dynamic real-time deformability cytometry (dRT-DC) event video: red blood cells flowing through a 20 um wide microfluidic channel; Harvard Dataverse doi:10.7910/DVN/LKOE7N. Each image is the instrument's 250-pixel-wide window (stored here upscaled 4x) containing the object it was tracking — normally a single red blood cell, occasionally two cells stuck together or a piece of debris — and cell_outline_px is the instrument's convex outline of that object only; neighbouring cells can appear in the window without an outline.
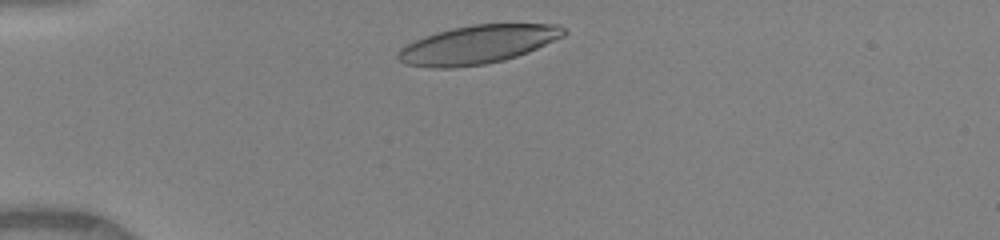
{"species": "human", "species_latin": "Homo sapiens", "temperature_condition": "warm", "stored_images_in_passage": 33, "camera_frame_rate_fps": 3000, "um_per_image_px": 0.085, "donor": {"sex": "female"}, "frame": {"image": 1, "passage_image": 2, "time_ms": 0.333, "image_size_px": [1000, 240], "cell_outline_px": [[568, 32], [564, 36], [528, 52], [504, 60], [484, 64], [452, 68], [432, 68], [404, 64], [396, 56], [396, 52], [400, 48], [416, 40], [436, 32], [452, 28], [472, 24], [560, 24]], "centroid_in_image_um": [40.6, 3.78], "position_along_channel_um": 44.4, "area_um2": 37.17}}
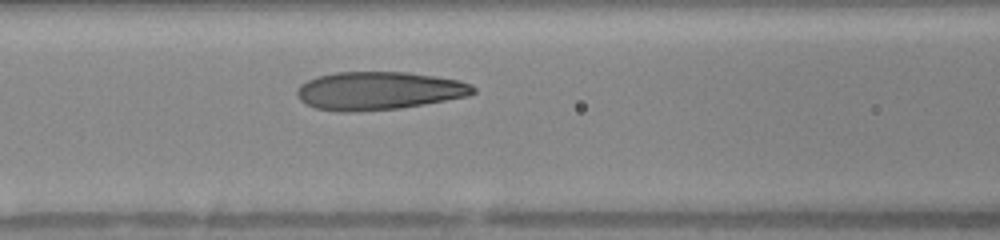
{"frame": {"image": 2, "passage_image": 11, "time_ms": 3.333, "image_size_px": [1000, 240], "cell_outline_px": [[476, 92], [468, 96], [424, 104], [400, 108], [356, 112], [340, 112], [316, 108], [304, 104], [296, 96], [296, 92], [300, 84], [316, 76], [336, 72], [408, 72], [460, 80], [472, 84], [476, 88]], "centroid_in_image_um": [32.18, 7.72], "position_along_channel_um": 134.4, "area_um2": 39.48}}
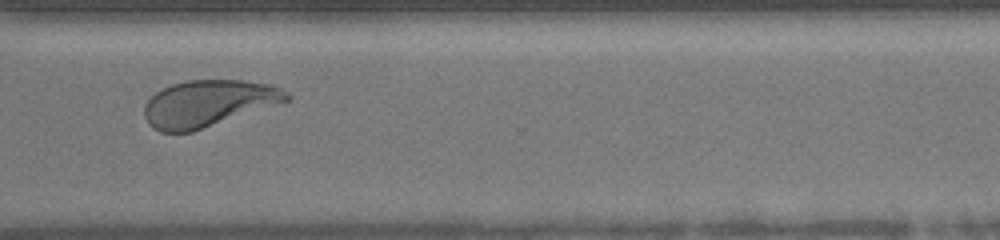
{"frame": {"image": 3, "passage_image": 27, "time_ms": 8.667, "image_size_px": [1000, 240], "cell_outline_px": [[292, 100], [192, 132], [160, 132], [152, 128], [148, 124], [144, 116], [144, 104], [156, 92], [172, 84], [188, 80], [244, 80], [272, 84], [288, 92], [292, 96]], "centroid_in_image_um": [17.74, 8.79], "position_along_channel_um": 352.9, "area_um2": 38.96}, "authors_computed_cell_mechanics": {"area_um2": 38.7838, "velocity_mm_per_s": 4.0942, "shape_relaxation_time_tau1_ms": 3.2547, "shape_relaxation_time_tau2_ms": 0.7186, "deformation_change_tau1": 0.1969, "deformation_change_tau2": 0.0862}}